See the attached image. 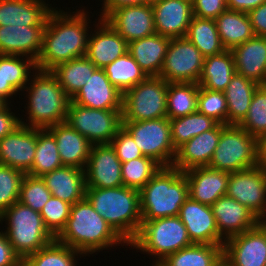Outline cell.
I'll list each match as a JSON object with an SVG mask.
<instances>
[{"instance_id": "obj_3", "label": "cell", "mask_w": 266, "mask_h": 266, "mask_svg": "<svg viewBox=\"0 0 266 266\" xmlns=\"http://www.w3.org/2000/svg\"><path fill=\"white\" fill-rule=\"evenodd\" d=\"M55 239L85 255L126 243L86 198L71 205L67 224Z\"/></svg>"}, {"instance_id": "obj_58", "label": "cell", "mask_w": 266, "mask_h": 266, "mask_svg": "<svg viewBox=\"0 0 266 266\" xmlns=\"http://www.w3.org/2000/svg\"><path fill=\"white\" fill-rule=\"evenodd\" d=\"M259 224L266 230V211L263 216L259 219Z\"/></svg>"}, {"instance_id": "obj_50", "label": "cell", "mask_w": 266, "mask_h": 266, "mask_svg": "<svg viewBox=\"0 0 266 266\" xmlns=\"http://www.w3.org/2000/svg\"><path fill=\"white\" fill-rule=\"evenodd\" d=\"M193 16L215 20L227 9V0H193Z\"/></svg>"}, {"instance_id": "obj_15", "label": "cell", "mask_w": 266, "mask_h": 266, "mask_svg": "<svg viewBox=\"0 0 266 266\" xmlns=\"http://www.w3.org/2000/svg\"><path fill=\"white\" fill-rule=\"evenodd\" d=\"M122 163L110 144L92 145L85 168L86 188L124 186Z\"/></svg>"}, {"instance_id": "obj_12", "label": "cell", "mask_w": 266, "mask_h": 266, "mask_svg": "<svg viewBox=\"0 0 266 266\" xmlns=\"http://www.w3.org/2000/svg\"><path fill=\"white\" fill-rule=\"evenodd\" d=\"M204 56L186 37L170 39L159 77L166 82L198 83Z\"/></svg>"}, {"instance_id": "obj_16", "label": "cell", "mask_w": 266, "mask_h": 266, "mask_svg": "<svg viewBox=\"0 0 266 266\" xmlns=\"http://www.w3.org/2000/svg\"><path fill=\"white\" fill-rule=\"evenodd\" d=\"M37 144V128L20 124L0 140V165L29 174Z\"/></svg>"}, {"instance_id": "obj_40", "label": "cell", "mask_w": 266, "mask_h": 266, "mask_svg": "<svg viewBox=\"0 0 266 266\" xmlns=\"http://www.w3.org/2000/svg\"><path fill=\"white\" fill-rule=\"evenodd\" d=\"M219 123L197 112L170 119L171 139L175 150L204 131L214 129Z\"/></svg>"}, {"instance_id": "obj_8", "label": "cell", "mask_w": 266, "mask_h": 266, "mask_svg": "<svg viewBox=\"0 0 266 266\" xmlns=\"http://www.w3.org/2000/svg\"><path fill=\"white\" fill-rule=\"evenodd\" d=\"M208 166L228 173L257 166V138L239 125H224Z\"/></svg>"}, {"instance_id": "obj_17", "label": "cell", "mask_w": 266, "mask_h": 266, "mask_svg": "<svg viewBox=\"0 0 266 266\" xmlns=\"http://www.w3.org/2000/svg\"><path fill=\"white\" fill-rule=\"evenodd\" d=\"M179 217L193 244L224 245L211 206L188 197L180 208Z\"/></svg>"}, {"instance_id": "obj_38", "label": "cell", "mask_w": 266, "mask_h": 266, "mask_svg": "<svg viewBox=\"0 0 266 266\" xmlns=\"http://www.w3.org/2000/svg\"><path fill=\"white\" fill-rule=\"evenodd\" d=\"M103 69L109 81L122 93L148 77L128 52Z\"/></svg>"}, {"instance_id": "obj_14", "label": "cell", "mask_w": 266, "mask_h": 266, "mask_svg": "<svg viewBox=\"0 0 266 266\" xmlns=\"http://www.w3.org/2000/svg\"><path fill=\"white\" fill-rule=\"evenodd\" d=\"M223 258L230 266H266V230L258 224L225 240Z\"/></svg>"}, {"instance_id": "obj_30", "label": "cell", "mask_w": 266, "mask_h": 266, "mask_svg": "<svg viewBox=\"0 0 266 266\" xmlns=\"http://www.w3.org/2000/svg\"><path fill=\"white\" fill-rule=\"evenodd\" d=\"M170 38L158 33L128 43V53L147 76H159Z\"/></svg>"}, {"instance_id": "obj_22", "label": "cell", "mask_w": 266, "mask_h": 266, "mask_svg": "<svg viewBox=\"0 0 266 266\" xmlns=\"http://www.w3.org/2000/svg\"><path fill=\"white\" fill-rule=\"evenodd\" d=\"M123 93L107 78L104 69L97 68L87 83L71 99L77 105L92 109H122Z\"/></svg>"}, {"instance_id": "obj_61", "label": "cell", "mask_w": 266, "mask_h": 266, "mask_svg": "<svg viewBox=\"0 0 266 266\" xmlns=\"http://www.w3.org/2000/svg\"><path fill=\"white\" fill-rule=\"evenodd\" d=\"M18 266H24L23 261Z\"/></svg>"}, {"instance_id": "obj_6", "label": "cell", "mask_w": 266, "mask_h": 266, "mask_svg": "<svg viewBox=\"0 0 266 266\" xmlns=\"http://www.w3.org/2000/svg\"><path fill=\"white\" fill-rule=\"evenodd\" d=\"M1 220H7V230L4 233L22 261L55 240L45 227L40 212L34 211L19 201L0 215V222Z\"/></svg>"}, {"instance_id": "obj_59", "label": "cell", "mask_w": 266, "mask_h": 266, "mask_svg": "<svg viewBox=\"0 0 266 266\" xmlns=\"http://www.w3.org/2000/svg\"><path fill=\"white\" fill-rule=\"evenodd\" d=\"M215 266H230V265L224 258H222L219 262H217V264H215Z\"/></svg>"}, {"instance_id": "obj_44", "label": "cell", "mask_w": 266, "mask_h": 266, "mask_svg": "<svg viewBox=\"0 0 266 266\" xmlns=\"http://www.w3.org/2000/svg\"><path fill=\"white\" fill-rule=\"evenodd\" d=\"M239 126L257 139L266 134V85L255 90L248 113Z\"/></svg>"}, {"instance_id": "obj_27", "label": "cell", "mask_w": 266, "mask_h": 266, "mask_svg": "<svg viewBox=\"0 0 266 266\" xmlns=\"http://www.w3.org/2000/svg\"><path fill=\"white\" fill-rule=\"evenodd\" d=\"M47 130L56 139L63 166L85 170L92 144L66 122L50 126Z\"/></svg>"}, {"instance_id": "obj_60", "label": "cell", "mask_w": 266, "mask_h": 266, "mask_svg": "<svg viewBox=\"0 0 266 266\" xmlns=\"http://www.w3.org/2000/svg\"><path fill=\"white\" fill-rule=\"evenodd\" d=\"M6 104L7 102L0 97V109H2Z\"/></svg>"}, {"instance_id": "obj_28", "label": "cell", "mask_w": 266, "mask_h": 266, "mask_svg": "<svg viewBox=\"0 0 266 266\" xmlns=\"http://www.w3.org/2000/svg\"><path fill=\"white\" fill-rule=\"evenodd\" d=\"M53 9L43 0H0V26H45Z\"/></svg>"}, {"instance_id": "obj_4", "label": "cell", "mask_w": 266, "mask_h": 266, "mask_svg": "<svg viewBox=\"0 0 266 266\" xmlns=\"http://www.w3.org/2000/svg\"><path fill=\"white\" fill-rule=\"evenodd\" d=\"M139 192L142 221L179 216L189 197L185 173L172 166L161 167Z\"/></svg>"}, {"instance_id": "obj_26", "label": "cell", "mask_w": 266, "mask_h": 266, "mask_svg": "<svg viewBox=\"0 0 266 266\" xmlns=\"http://www.w3.org/2000/svg\"><path fill=\"white\" fill-rule=\"evenodd\" d=\"M230 51L237 74L266 85V37L254 36Z\"/></svg>"}, {"instance_id": "obj_5", "label": "cell", "mask_w": 266, "mask_h": 266, "mask_svg": "<svg viewBox=\"0 0 266 266\" xmlns=\"http://www.w3.org/2000/svg\"><path fill=\"white\" fill-rule=\"evenodd\" d=\"M28 92V123L20 120V124L31 128L47 129L50 126L64 123L66 120L70 98L63 91L56 76L51 70L36 69Z\"/></svg>"}, {"instance_id": "obj_51", "label": "cell", "mask_w": 266, "mask_h": 266, "mask_svg": "<svg viewBox=\"0 0 266 266\" xmlns=\"http://www.w3.org/2000/svg\"><path fill=\"white\" fill-rule=\"evenodd\" d=\"M22 259L15 253L4 232H0V266H18Z\"/></svg>"}, {"instance_id": "obj_42", "label": "cell", "mask_w": 266, "mask_h": 266, "mask_svg": "<svg viewBox=\"0 0 266 266\" xmlns=\"http://www.w3.org/2000/svg\"><path fill=\"white\" fill-rule=\"evenodd\" d=\"M24 59L19 55H1L0 54V76L8 81L11 86L17 91L25 89L26 84L30 80V70H36V62L25 57Z\"/></svg>"}, {"instance_id": "obj_43", "label": "cell", "mask_w": 266, "mask_h": 266, "mask_svg": "<svg viewBox=\"0 0 266 266\" xmlns=\"http://www.w3.org/2000/svg\"><path fill=\"white\" fill-rule=\"evenodd\" d=\"M162 166L154 159L144 156L122 163L124 186L141 190Z\"/></svg>"}, {"instance_id": "obj_10", "label": "cell", "mask_w": 266, "mask_h": 266, "mask_svg": "<svg viewBox=\"0 0 266 266\" xmlns=\"http://www.w3.org/2000/svg\"><path fill=\"white\" fill-rule=\"evenodd\" d=\"M65 122L92 145L109 144L122 127V109H92L70 100Z\"/></svg>"}, {"instance_id": "obj_32", "label": "cell", "mask_w": 266, "mask_h": 266, "mask_svg": "<svg viewBox=\"0 0 266 266\" xmlns=\"http://www.w3.org/2000/svg\"><path fill=\"white\" fill-rule=\"evenodd\" d=\"M217 30L226 50L255 36L248 13L226 9L216 19Z\"/></svg>"}, {"instance_id": "obj_31", "label": "cell", "mask_w": 266, "mask_h": 266, "mask_svg": "<svg viewBox=\"0 0 266 266\" xmlns=\"http://www.w3.org/2000/svg\"><path fill=\"white\" fill-rule=\"evenodd\" d=\"M259 86L242 75L234 74L223 91L227 102V125H239L244 120L253 94Z\"/></svg>"}, {"instance_id": "obj_1", "label": "cell", "mask_w": 266, "mask_h": 266, "mask_svg": "<svg viewBox=\"0 0 266 266\" xmlns=\"http://www.w3.org/2000/svg\"><path fill=\"white\" fill-rule=\"evenodd\" d=\"M87 13L67 14L53 9L43 31L42 50L36 68L51 70L56 65L86 55L88 45Z\"/></svg>"}, {"instance_id": "obj_19", "label": "cell", "mask_w": 266, "mask_h": 266, "mask_svg": "<svg viewBox=\"0 0 266 266\" xmlns=\"http://www.w3.org/2000/svg\"><path fill=\"white\" fill-rule=\"evenodd\" d=\"M156 33L173 38L185 37L193 17L192 2L155 0L152 4Z\"/></svg>"}, {"instance_id": "obj_39", "label": "cell", "mask_w": 266, "mask_h": 266, "mask_svg": "<svg viewBox=\"0 0 266 266\" xmlns=\"http://www.w3.org/2000/svg\"><path fill=\"white\" fill-rule=\"evenodd\" d=\"M63 166L58 153L56 139L47 129L37 128L35 157L29 175L42 177Z\"/></svg>"}, {"instance_id": "obj_29", "label": "cell", "mask_w": 266, "mask_h": 266, "mask_svg": "<svg viewBox=\"0 0 266 266\" xmlns=\"http://www.w3.org/2000/svg\"><path fill=\"white\" fill-rule=\"evenodd\" d=\"M52 196L71 205L85 198V170L71 166H62L41 177Z\"/></svg>"}, {"instance_id": "obj_41", "label": "cell", "mask_w": 266, "mask_h": 266, "mask_svg": "<svg viewBox=\"0 0 266 266\" xmlns=\"http://www.w3.org/2000/svg\"><path fill=\"white\" fill-rule=\"evenodd\" d=\"M81 252L59 243L56 239L49 245L30 254L23 260L24 266H76V259Z\"/></svg>"}, {"instance_id": "obj_53", "label": "cell", "mask_w": 266, "mask_h": 266, "mask_svg": "<svg viewBox=\"0 0 266 266\" xmlns=\"http://www.w3.org/2000/svg\"><path fill=\"white\" fill-rule=\"evenodd\" d=\"M10 109L8 103L0 109V140L20 125V118Z\"/></svg>"}, {"instance_id": "obj_9", "label": "cell", "mask_w": 266, "mask_h": 266, "mask_svg": "<svg viewBox=\"0 0 266 266\" xmlns=\"http://www.w3.org/2000/svg\"><path fill=\"white\" fill-rule=\"evenodd\" d=\"M168 82L159 76L144 81L123 93L122 121H147L167 117Z\"/></svg>"}, {"instance_id": "obj_45", "label": "cell", "mask_w": 266, "mask_h": 266, "mask_svg": "<svg viewBox=\"0 0 266 266\" xmlns=\"http://www.w3.org/2000/svg\"><path fill=\"white\" fill-rule=\"evenodd\" d=\"M25 173L10 166L0 165V215L18 202Z\"/></svg>"}, {"instance_id": "obj_13", "label": "cell", "mask_w": 266, "mask_h": 266, "mask_svg": "<svg viewBox=\"0 0 266 266\" xmlns=\"http://www.w3.org/2000/svg\"><path fill=\"white\" fill-rule=\"evenodd\" d=\"M226 195L260 219L266 211V171L255 166L230 173Z\"/></svg>"}, {"instance_id": "obj_49", "label": "cell", "mask_w": 266, "mask_h": 266, "mask_svg": "<svg viewBox=\"0 0 266 266\" xmlns=\"http://www.w3.org/2000/svg\"><path fill=\"white\" fill-rule=\"evenodd\" d=\"M109 144L115 150L121 163L144 157L131 134L123 126Z\"/></svg>"}, {"instance_id": "obj_37", "label": "cell", "mask_w": 266, "mask_h": 266, "mask_svg": "<svg viewBox=\"0 0 266 266\" xmlns=\"http://www.w3.org/2000/svg\"><path fill=\"white\" fill-rule=\"evenodd\" d=\"M206 56L219 54L226 49L221 43L216 21L193 16L185 36Z\"/></svg>"}, {"instance_id": "obj_23", "label": "cell", "mask_w": 266, "mask_h": 266, "mask_svg": "<svg viewBox=\"0 0 266 266\" xmlns=\"http://www.w3.org/2000/svg\"><path fill=\"white\" fill-rule=\"evenodd\" d=\"M94 32L88 37L86 57L100 69L128 52V42L103 19H99Z\"/></svg>"}, {"instance_id": "obj_25", "label": "cell", "mask_w": 266, "mask_h": 266, "mask_svg": "<svg viewBox=\"0 0 266 266\" xmlns=\"http://www.w3.org/2000/svg\"><path fill=\"white\" fill-rule=\"evenodd\" d=\"M224 125L218 124L214 129L204 131L180 146L176 150L172 167L184 172L194 167L208 166Z\"/></svg>"}, {"instance_id": "obj_20", "label": "cell", "mask_w": 266, "mask_h": 266, "mask_svg": "<svg viewBox=\"0 0 266 266\" xmlns=\"http://www.w3.org/2000/svg\"><path fill=\"white\" fill-rule=\"evenodd\" d=\"M211 208L224 241L259 224V218L253 212L227 195L216 200Z\"/></svg>"}, {"instance_id": "obj_55", "label": "cell", "mask_w": 266, "mask_h": 266, "mask_svg": "<svg viewBox=\"0 0 266 266\" xmlns=\"http://www.w3.org/2000/svg\"><path fill=\"white\" fill-rule=\"evenodd\" d=\"M265 2L266 0H227V9L249 13Z\"/></svg>"}, {"instance_id": "obj_7", "label": "cell", "mask_w": 266, "mask_h": 266, "mask_svg": "<svg viewBox=\"0 0 266 266\" xmlns=\"http://www.w3.org/2000/svg\"><path fill=\"white\" fill-rule=\"evenodd\" d=\"M158 258L159 264L169 254L193 245L179 216L142 221L135 239L129 244Z\"/></svg>"}, {"instance_id": "obj_11", "label": "cell", "mask_w": 266, "mask_h": 266, "mask_svg": "<svg viewBox=\"0 0 266 266\" xmlns=\"http://www.w3.org/2000/svg\"><path fill=\"white\" fill-rule=\"evenodd\" d=\"M122 126L131 134L143 156L154 159L162 167L172 166L176 150L171 139L169 118L122 121Z\"/></svg>"}, {"instance_id": "obj_48", "label": "cell", "mask_w": 266, "mask_h": 266, "mask_svg": "<svg viewBox=\"0 0 266 266\" xmlns=\"http://www.w3.org/2000/svg\"><path fill=\"white\" fill-rule=\"evenodd\" d=\"M70 208L71 204L68 202L51 196L40 211L45 227L55 238L65 228L70 215Z\"/></svg>"}, {"instance_id": "obj_46", "label": "cell", "mask_w": 266, "mask_h": 266, "mask_svg": "<svg viewBox=\"0 0 266 266\" xmlns=\"http://www.w3.org/2000/svg\"><path fill=\"white\" fill-rule=\"evenodd\" d=\"M51 196V192L41 177L25 175L18 200L21 204L40 212Z\"/></svg>"}, {"instance_id": "obj_36", "label": "cell", "mask_w": 266, "mask_h": 266, "mask_svg": "<svg viewBox=\"0 0 266 266\" xmlns=\"http://www.w3.org/2000/svg\"><path fill=\"white\" fill-rule=\"evenodd\" d=\"M200 85L192 82H171L167 90V118L174 119L197 112Z\"/></svg>"}, {"instance_id": "obj_54", "label": "cell", "mask_w": 266, "mask_h": 266, "mask_svg": "<svg viewBox=\"0 0 266 266\" xmlns=\"http://www.w3.org/2000/svg\"><path fill=\"white\" fill-rule=\"evenodd\" d=\"M103 1H104L102 7L103 9L101 10L102 14L100 15V19L103 20H105L112 12H114L119 8L153 3V0H103Z\"/></svg>"}, {"instance_id": "obj_57", "label": "cell", "mask_w": 266, "mask_h": 266, "mask_svg": "<svg viewBox=\"0 0 266 266\" xmlns=\"http://www.w3.org/2000/svg\"><path fill=\"white\" fill-rule=\"evenodd\" d=\"M15 93H17V91L11 86V84L0 76V97L8 103V99L12 95H15Z\"/></svg>"}, {"instance_id": "obj_56", "label": "cell", "mask_w": 266, "mask_h": 266, "mask_svg": "<svg viewBox=\"0 0 266 266\" xmlns=\"http://www.w3.org/2000/svg\"><path fill=\"white\" fill-rule=\"evenodd\" d=\"M257 166L266 171V134L257 139Z\"/></svg>"}, {"instance_id": "obj_18", "label": "cell", "mask_w": 266, "mask_h": 266, "mask_svg": "<svg viewBox=\"0 0 266 266\" xmlns=\"http://www.w3.org/2000/svg\"><path fill=\"white\" fill-rule=\"evenodd\" d=\"M105 21L128 43L156 34L151 4L119 8Z\"/></svg>"}, {"instance_id": "obj_47", "label": "cell", "mask_w": 266, "mask_h": 266, "mask_svg": "<svg viewBox=\"0 0 266 266\" xmlns=\"http://www.w3.org/2000/svg\"><path fill=\"white\" fill-rule=\"evenodd\" d=\"M197 111L227 125V102L222 91H212L199 87Z\"/></svg>"}, {"instance_id": "obj_2", "label": "cell", "mask_w": 266, "mask_h": 266, "mask_svg": "<svg viewBox=\"0 0 266 266\" xmlns=\"http://www.w3.org/2000/svg\"><path fill=\"white\" fill-rule=\"evenodd\" d=\"M85 198L128 246L137 236L142 216L140 192L134 188H86Z\"/></svg>"}, {"instance_id": "obj_21", "label": "cell", "mask_w": 266, "mask_h": 266, "mask_svg": "<svg viewBox=\"0 0 266 266\" xmlns=\"http://www.w3.org/2000/svg\"><path fill=\"white\" fill-rule=\"evenodd\" d=\"M188 183L189 198L212 206L226 195L230 173L209 166H199L184 171Z\"/></svg>"}, {"instance_id": "obj_34", "label": "cell", "mask_w": 266, "mask_h": 266, "mask_svg": "<svg viewBox=\"0 0 266 266\" xmlns=\"http://www.w3.org/2000/svg\"><path fill=\"white\" fill-rule=\"evenodd\" d=\"M96 69L97 67L86 56H82L56 65L51 72L56 76L66 95L72 99Z\"/></svg>"}, {"instance_id": "obj_33", "label": "cell", "mask_w": 266, "mask_h": 266, "mask_svg": "<svg viewBox=\"0 0 266 266\" xmlns=\"http://www.w3.org/2000/svg\"><path fill=\"white\" fill-rule=\"evenodd\" d=\"M236 73L233 55L230 50L204 57L203 69L198 81L202 88L224 91Z\"/></svg>"}, {"instance_id": "obj_35", "label": "cell", "mask_w": 266, "mask_h": 266, "mask_svg": "<svg viewBox=\"0 0 266 266\" xmlns=\"http://www.w3.org/2000/svg\"><path fill=\"white\" fill-rule=\"evenodd\" d=\"M223 258V246L193 244L169 254L160 266H215Z\"/></svg>"}, {"instance_id": "obj_24", "label": "cell", "mask_w": 266, "mask_h": 266, "mask_svg": "<svg viewBox=\"0 0 266 266\" xmlns=\"http://www.w3.org/2000/svg\"><path fill=\"white\" fill-rule=\"evenodd\" d=\"M45 26H0V54L29 57L35 62L42 50Z\"/></svg>"}, {"instance_id": "obj_52", "label": "cell", "mask_w": 266, "mask_h": 266, "mask_svg": "<svg viewBox=\"0 0 266 266\" xmlns=\"http://www.w3.org/2000/svg\"><path fill=\"white\" fill-rule=\"evenodd\" d=\"M248 15L255 36L266 37V2L252 9Z\"/></svg>"}]
</instances>
